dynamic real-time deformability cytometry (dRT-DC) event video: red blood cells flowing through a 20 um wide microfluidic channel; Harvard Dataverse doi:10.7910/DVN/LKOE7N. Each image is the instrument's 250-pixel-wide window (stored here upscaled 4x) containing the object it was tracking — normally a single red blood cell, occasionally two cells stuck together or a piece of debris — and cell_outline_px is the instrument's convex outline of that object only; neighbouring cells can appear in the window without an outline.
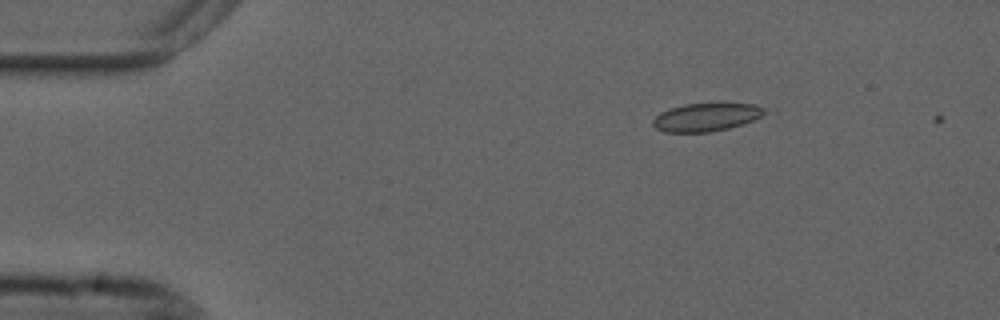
{"species": "common noctule bat (a hibernating species)", "species_latin": "Nyctalus noctula", "temperature_condition": "cold", "stored_images_in_passage": 3, "camera_frame_rate_fps": 3000, "um_per_image_px": 0.085, "animal": {"sex": "male", "forearm_length_mm": 52.5}, "frame": {"image": 1, "passage_image": 2, "time_ms": 0.333, "image_size_px": [1000, 320], "cell_outline_px": [[764, 112], [760, 116], [752, 120], [728, 128], [712, 132], [664, 132], [656, 128], [652, 124], [652, 120], [660, 112], [684, 104], [756, 104], [764, 108]], "centroid_in_image_um": [59.97, 9.97], "position_along_channel_um": 25.0, "area_um2": 17.92}}